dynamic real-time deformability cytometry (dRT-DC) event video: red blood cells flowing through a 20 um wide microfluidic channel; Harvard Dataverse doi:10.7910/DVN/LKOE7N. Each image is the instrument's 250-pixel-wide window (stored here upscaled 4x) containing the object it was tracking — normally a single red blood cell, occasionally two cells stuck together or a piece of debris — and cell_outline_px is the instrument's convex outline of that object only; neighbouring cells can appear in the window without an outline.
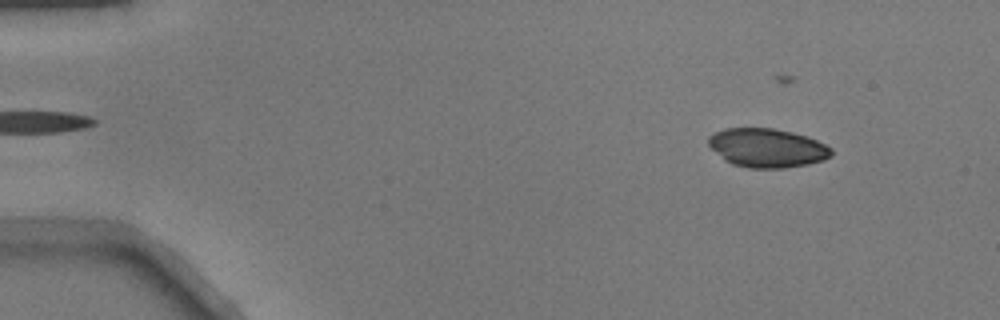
{"species": "common noctule bat (a hibernating species)", "species_latin": "Nyctalus noctula", "temperature_condition": "warm", "stored_images_in_passage": 18, "camera_frame_rate_fps": 3000, "um_per_image_px": 0.085, "animal": {"sex": "male", "body_mass_g": 17.9}, "frame": {"image": 1, "passage_image": 5, "time_ms": 1.333, "image_size_px": [1000, 320], "cell_outline_px": [[832, 156], [824, 160], [808, 164], [784, 168], [752, 168], [732, 164], [724, 160], [708, 144], [708, 136], [724, 128], [772, 128], [792, 132], [808, 136], [832, 148]], "centroid_in_image_um": [65.22, 12.57], "position_along_channel_um": 19.8, "area_um2": 27.86}}
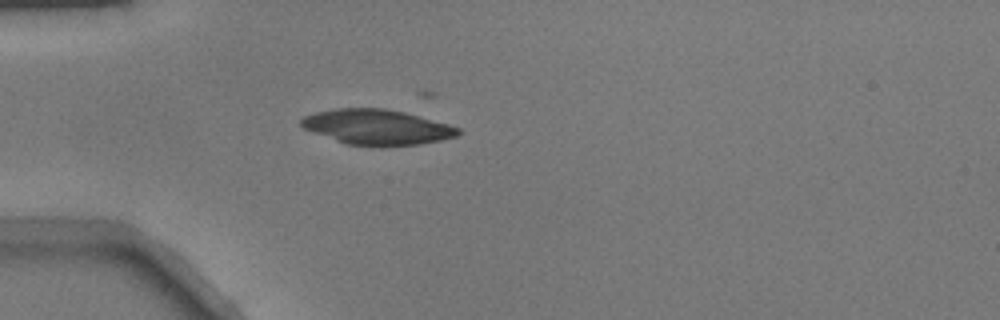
{"frame": {"image": 2, "passage_image": 14, "time_ms": 4.333, "image_size_px": [1000, 320], "cell_outline_px": [[464, 132], [456, 136], [440, 140], [420, 144], [380, 148], [348, 144], [336, 140], [304, 128], [300, 124], [300, 120], [304, 116], [316, 112], [332, 108], [384, 108], [404, 112], [448, 124], [460, 128]], "centroid_in_image_um": [32.07, 10.81], "position_along_channel_um": 52.9, "area_um2": 32.43}}